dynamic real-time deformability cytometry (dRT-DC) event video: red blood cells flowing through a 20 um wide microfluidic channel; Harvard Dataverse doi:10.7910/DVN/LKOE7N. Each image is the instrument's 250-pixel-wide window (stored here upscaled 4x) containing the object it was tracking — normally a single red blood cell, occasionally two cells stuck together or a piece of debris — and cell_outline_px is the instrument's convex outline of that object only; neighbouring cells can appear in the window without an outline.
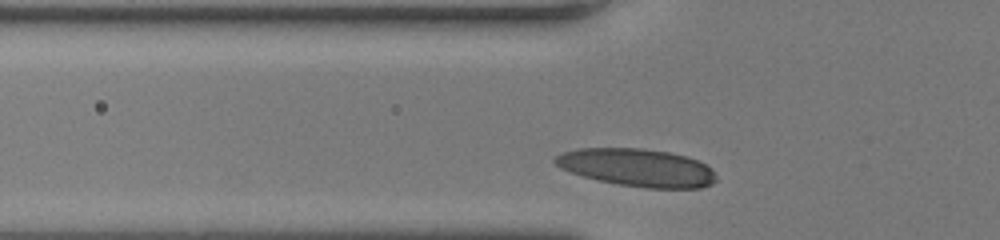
{"species": "human", "species_latin": "Homo sapiens", "temperature_condition": "room temperature", "stored_images_in_passage": 27, "camera_frame_rate_fps": 3000, "um_per_image_px": 0.085, "donor": {"sex": "female"}, "frame": {"image": 1, "passage_image": 3, "time_ms": 0.667, "image_size_px": [1000, 240], "cell_outline_px": [[716, 180], [712, 184], [700, 188], [644, 188], [620, 184], [600, 180], [584, 176], [560, 168], [552, 160], [560, 152], [580, 148], [640, 148], [668, 152], [684, 156], [696, 160], [712, 168], [716, 176]], "centroid_in_image_um": [54.16, 14.24], "position_along_channel_um": 71.6, "area_um2": 35.26}}
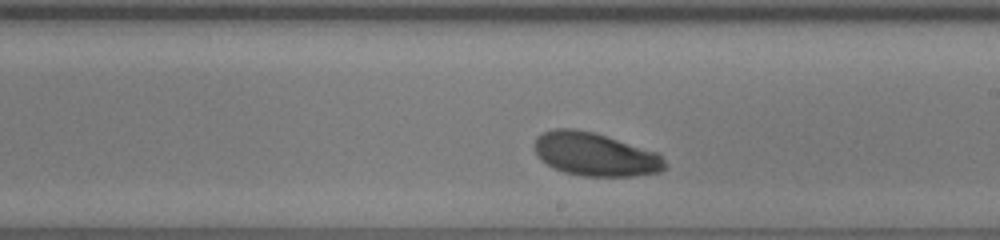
{"frame": {"image": 2, "passage_image": 16, "time_ms": 5.0, "image_size_px": [1000, 240], "cell_outline_px": [[668, 168], [660, 172], [632, 176], [584, 176], [564, 172], [548, 164], [536, 156], [536, 136], [552, 128], [572, 128], [592, 132], [660, 152], [668, 164]], "centroid_in_image_um": [50.65, 13.12], "position_along_channel_um": 238.3, "area_um2": 33.06}}
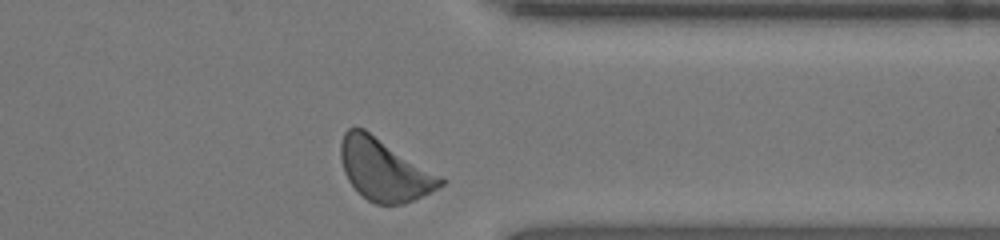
{"frame": {"image": 3, "passage_image": 27, "time_ms": 8.667, "image_size_px": [1000, 240], "cell_outline_px": [[448, 180], [444, 184], [404, 204], [376, 204], [368, 200], [348, 180], [344, 172], [340, 160], [340, 140], [344, 132], [348, 128], [364, 128]], "centroid_in_image_um": [32.64, 14.4], "position_along_channel_um": 378.8, "area_um2": 35.66}, "authors_computed_cell_mechanics": {"area_um2": 33.1772, "velocity_mm_per_s": 3.8913, "shape_relaxation_time_tau1_ms": 2.3487, "shape_relaxation_time_tau2_ms": null, "deformation_change_tau1": 0.1174, "deformation_change_tau2": null}}